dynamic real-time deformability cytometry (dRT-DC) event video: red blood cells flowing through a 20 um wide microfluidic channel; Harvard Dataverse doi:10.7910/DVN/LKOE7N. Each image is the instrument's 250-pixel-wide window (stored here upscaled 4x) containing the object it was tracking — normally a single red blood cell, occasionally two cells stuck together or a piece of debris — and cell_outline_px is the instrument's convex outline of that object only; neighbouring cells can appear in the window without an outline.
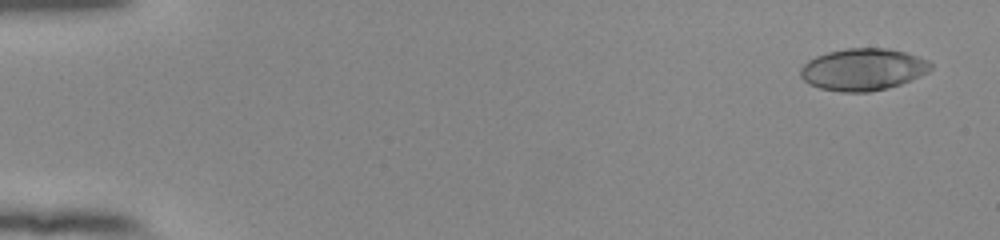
{"species": "human", "species_latin": "Homo sapiens", "temperature_condition": "room temperature", "stored_images_in_passage": 31, "camera_frame_rate_fps": 3000, "um_per_image_px": 0.085, "donor": {"sex": "female"}, "frame": {"image": 1, "passage_image": 3, "time_ms": 0.667, "image_size_px": [1000, 240], "cell_outline_px": [[932, 68], [928, 72], [912, 80], [888, 88], [868, 92], [840, 92], [820, 88], [808, 84], [800, 76], [800, 68], [808, 60], [816, 56], [828, 52], [848, 48], [888, 48], [904, 52], [928, 60], [932, 64]], "centroid_in_image_um": [73.35, 5.91], "position_along_channel_um": 11.7, "area_um2": 31.96}}
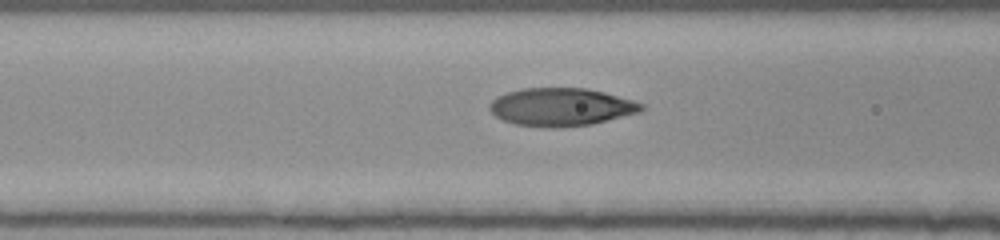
{"frame": {"image": 2, "passage_image": 23, "time_ms": 7.333, "image_size_px": [1000, 240], "cell_outline_px": [[644, 108], [640, 112], [592, 124], [556, 128], [548, 128], [516, 124], [504, 120], [496, 116], [488, 108], [488, 104], [496, 96], [520, 88], [584, 88], [604, 92], [632, 100], [644, 104]], "centroid_in_image_um": [47.67, 9.09], "position_along_channel_um": 118.9, "area_um2": 33.58}}
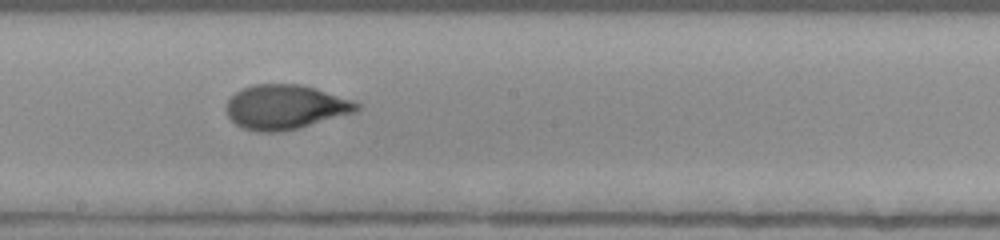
{"frame": {"image": 3, "passage_image": 31, "time_ms": 10.0, "image_size_px": [1000, 240], "cell_outline_px": [[360, 108], [356, 112], [300, 128], [280, 132], [256, 132], [240, 128], [228, 116], [224, 108], [228, 100], [236, 92], [252, 84], [300, 84], [316, 88], [352, 100], [360, 104]], "centroid_in_image_um": [24.24, 9.11], "position_along_channel_um": 224.0, "area_um2": 34.1}}